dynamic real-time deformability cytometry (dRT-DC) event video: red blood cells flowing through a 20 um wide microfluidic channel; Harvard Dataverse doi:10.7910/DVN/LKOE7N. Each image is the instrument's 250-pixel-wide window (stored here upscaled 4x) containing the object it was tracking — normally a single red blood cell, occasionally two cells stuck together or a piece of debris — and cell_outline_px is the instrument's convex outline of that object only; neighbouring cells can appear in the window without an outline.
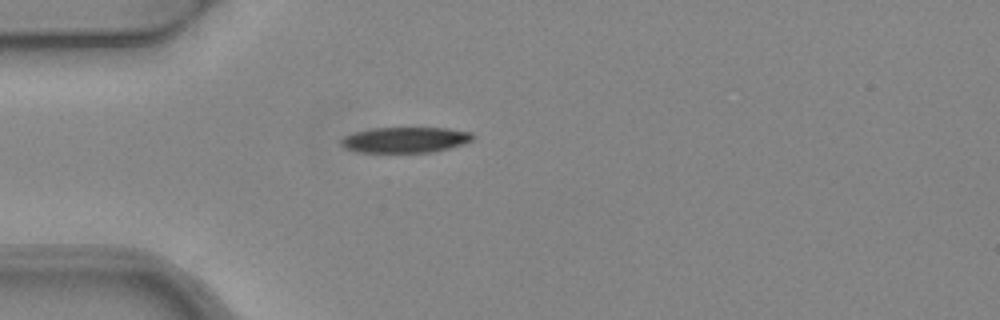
{"species": "common noctule bat (a hibernating species)", "species_latin": "Nyctalus noctula", "temperature_condition": "warm", "stored_images_in_passage": 2, "camera_frame_rate_fps": 3000, "um_per_image_px": 0.085, "animal": {"sex": "female", "body_mass_g": 24.6, "forearm_length_mm": 56.2}, "frame": {"image": 1, "passage_image": 1, "time_ms": 0.0, "image_size_px": [1000, 320], "cell_outline_px": [[476, 136], [472, 140], [464, 144], [432, 152], [356, 152], [344, 148], [340, 144], [340, 140], [344, 136], [352, 132], [372, 128], [448, 128], [472, 132]], "centroid_in_image_um": [34.43, 11.88], "position_along_channel_um": 50.6, "area_um2": 19.88}}